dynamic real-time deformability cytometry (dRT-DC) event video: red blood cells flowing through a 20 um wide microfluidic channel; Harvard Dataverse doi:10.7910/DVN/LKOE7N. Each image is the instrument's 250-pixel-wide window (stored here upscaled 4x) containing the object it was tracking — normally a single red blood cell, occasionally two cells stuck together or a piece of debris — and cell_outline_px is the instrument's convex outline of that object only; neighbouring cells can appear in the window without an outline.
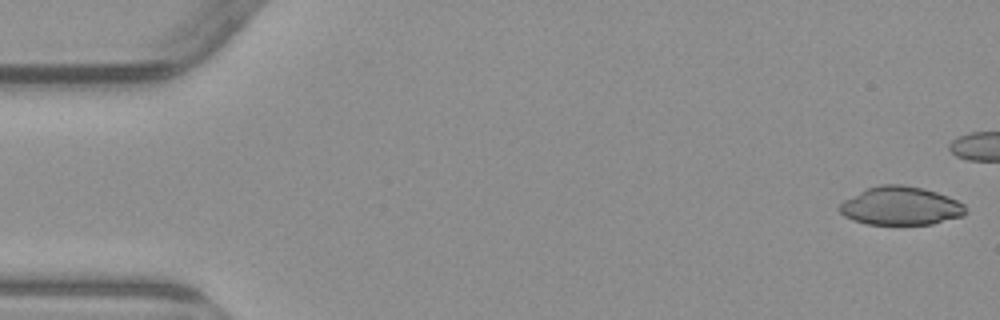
{"species": "common noctule bat (a hibernating species)", "species_latin": "Nyctalus noctula", "temperature_condition": "warm", "stored_images_in_passage": 5, "camera_frame_rate_fps": 3000, "um_per_image_px": 0.085, "animal": {"sex": "male", "body_mass_g": 23.1, "forearm_length_mm": 52.7}, "frame": {"image": 1, "passage_image": 1, "time_ms": 0.0, "image_size_px": [1000, 320], "cell_outline_px": [[968, 212], [964, 216], [932, 224], [868, 224], [852, 220], [844, 216], [840, 212], [840, 204], [844, 200], [868, 188], [880, 184], [900, 184], [924, 188], [948, 196], [964, 204]], "centroid_in_image_um": [76.59, 17.5], "position_along_channel_um": 8.4, "area_um2": 28.21}}